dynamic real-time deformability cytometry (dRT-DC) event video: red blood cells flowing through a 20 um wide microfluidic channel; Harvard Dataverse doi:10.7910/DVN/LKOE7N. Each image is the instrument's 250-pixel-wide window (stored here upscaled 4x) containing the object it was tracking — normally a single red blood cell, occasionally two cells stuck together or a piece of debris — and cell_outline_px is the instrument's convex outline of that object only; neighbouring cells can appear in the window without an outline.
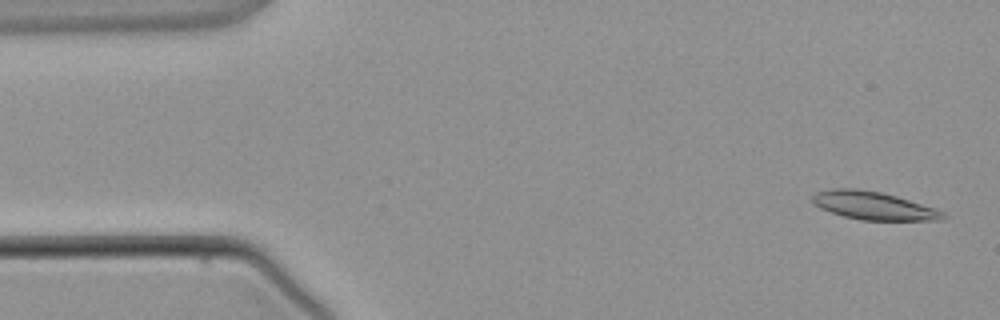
{"species": "common noctule bat (a hibernating species)", "species_latin": "Nyctalus noctula", "temperature_condition": "warm", "stored_images_in_passage": 4, "camera_frame_rate_fps": 3000, "um_per_image_px": 0.085, "animal": {"sex": "male", "body_mass_g": 21.5, "forearm_length_mm": 52.0}, "frame": {"image": 1, "passage_image": 1, "time_ms": 0.0, "image_size_px": [1000, 320], "cell_outline_px": [[948, 216], [944, 220], [860, 220], [844, 216], [820, 208], [812, 204], [812, 196], [816, 192], [832, 188], [856, 188], [880, 192], [896, 196], [936, 208], [944, 212]], "centroid_in_image_um": [74.26, 17.48], "position_along_channel_um": 10.7, "area_um2": 21.44}}
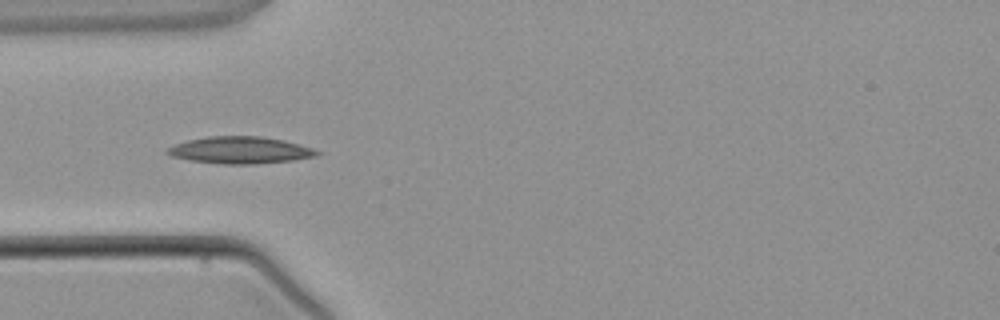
{"frame": {"image": 2, "passage_image": 3, "time_ms": 3.667, "image_size_px": [1000, 320], "cell_outline_px": [[324, 152], [316, 156], [292, 160], [256, 164], [224, 164], [188, 160], [172, 156], [164, 152], [168, 148], [176, 144], [188, 140], [208, 136], [260, 136], [284, 140], [312, 148]], "centroid_in_image_um": [20.43, 12.76], "position_along_channel_um": 64.6, "area_um2": 23.47}}
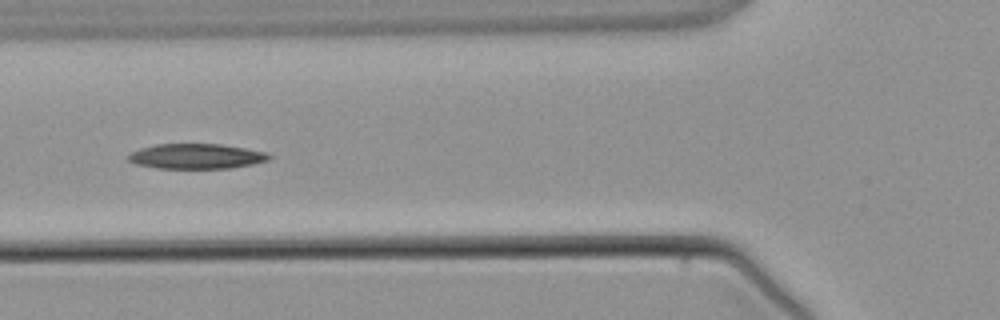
{"frame": {"image": 3, "passage_image": 4, "time_ms": 4.667, "image_size_px": [1000, 320], "cell_outline_px": [[272, 156], [268, 160], [252, 164], [232, 168], [156, 168], [136, 164], [128, 160], [128, 156], [132, 152], [140, 148], [156, 144], [220, 144], [268, 152]], "centroid_in_image_um": [16.7, 13.28], "position_along_channel_um": 109.1, "area_um2": 20.52}}